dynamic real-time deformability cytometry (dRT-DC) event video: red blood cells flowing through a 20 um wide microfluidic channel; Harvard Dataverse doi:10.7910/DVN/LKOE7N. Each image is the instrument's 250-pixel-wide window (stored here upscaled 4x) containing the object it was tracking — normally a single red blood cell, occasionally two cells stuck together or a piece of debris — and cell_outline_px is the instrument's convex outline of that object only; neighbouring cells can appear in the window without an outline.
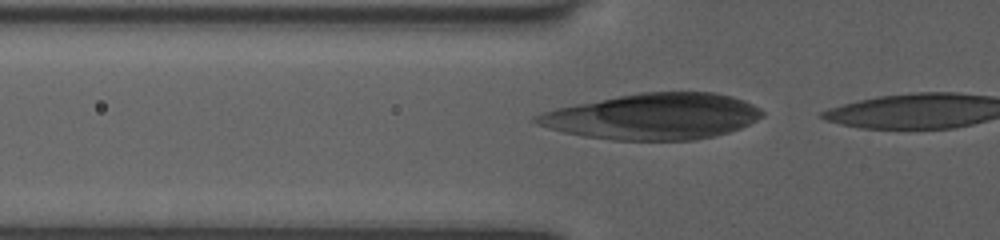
{"species": "human", "species_latin": "Homo sapiens", "temperature_condition": "room temperature", "stored_images_in_passage": 3, "camera_frame_rate_fps": 3000, "um_per_image_px": 0.085, "donor": {"sex": "female"}, "frame": {"image": 1, "passage_image": 2, "time_ms": 0.333, "image_size_px": [1000, 240], "cell_outline_px": [[764, 116], [740, 128], [728, 132], [712, 136], [692, 140], [612, 140], [584, 136], [564, 132], [548, 128], [536, 124], [532, 120], [532, 116], [540, 112], [556, 108], [576, 104], [640, 92], [712, 92], [732, 96], [744, 100], [760, 108], [764, 112]], "centroid_in_image_um": [55.5, 9.9], "position_along_channel_um": 70.3, "area_um2": 60.46}}